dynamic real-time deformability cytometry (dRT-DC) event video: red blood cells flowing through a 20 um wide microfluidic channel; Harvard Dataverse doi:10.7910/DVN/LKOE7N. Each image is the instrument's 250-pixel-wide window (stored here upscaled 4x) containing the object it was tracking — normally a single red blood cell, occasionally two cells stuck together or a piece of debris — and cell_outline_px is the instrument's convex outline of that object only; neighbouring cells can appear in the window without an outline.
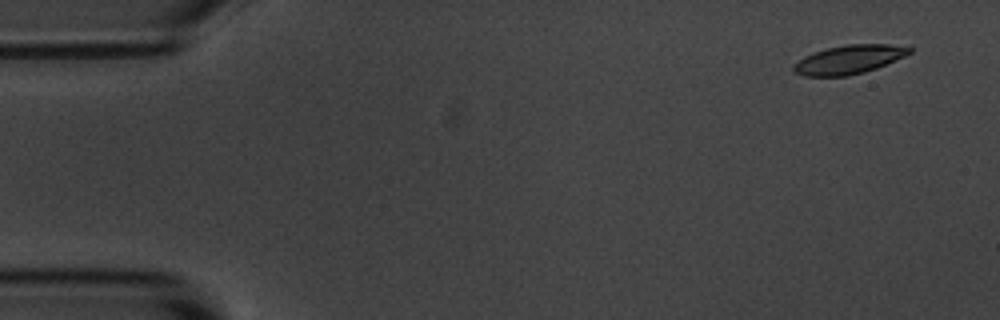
{"species": "common noctule bat (a hibernating species)", "species_latin": "Nyctalus noctula", "temperature_condition": "room temperature", "stored_images_in_passage": 6, "camera_frame_rate_fps": 3000, "um_per_image_px": 0.085, "animal": {"sex": "male", "body_mass_g": 20.1, "forearm_length_mm": 53.5}, "frame": {"image": 1, "passage_image": 1, "time_ms": 0.0, "image_size_px": [1000, 320], "cell_outline_px": [[912, 52], [904, 56], [876, 68], [864, 72], [848, 76], [804, 76], [792, 72], [792, 64], [804, 56], [812, 52], [844, 44], [888, 44], [912, 48]], "centroid_in_image_um": [72.09, 5.06], "position_along_channel_um": 12.9, "area_um2": 19.48}}
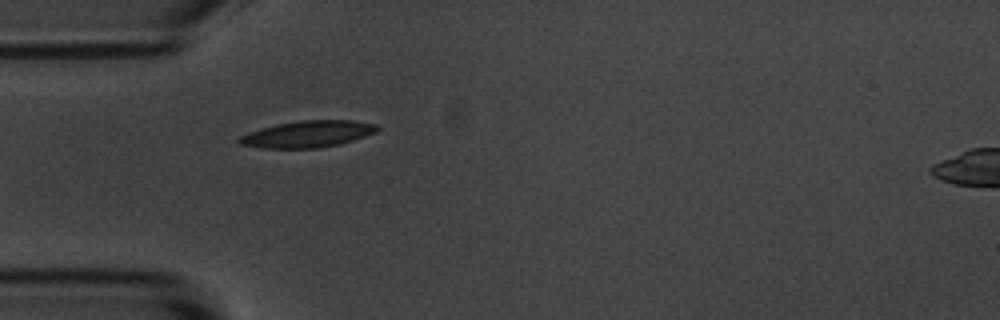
{"frame": {"image": 2, "passage_image": 5, "time_ms": 4.333, "image_size_px": [1000, 320], "cell_outline_px": [[380, 128], [376, 132], [340, 144], [316, 148], [264, 148], [240, 144], [236, 140], [240, 136], [248, 132], [260, 128], [276, 124], [300, 120], [352, 120], [376, 124]], "centroid_in_image_um": [26.13, 11.39], "position_along_channel_um": 58.9, "area_um2": 21.39}}